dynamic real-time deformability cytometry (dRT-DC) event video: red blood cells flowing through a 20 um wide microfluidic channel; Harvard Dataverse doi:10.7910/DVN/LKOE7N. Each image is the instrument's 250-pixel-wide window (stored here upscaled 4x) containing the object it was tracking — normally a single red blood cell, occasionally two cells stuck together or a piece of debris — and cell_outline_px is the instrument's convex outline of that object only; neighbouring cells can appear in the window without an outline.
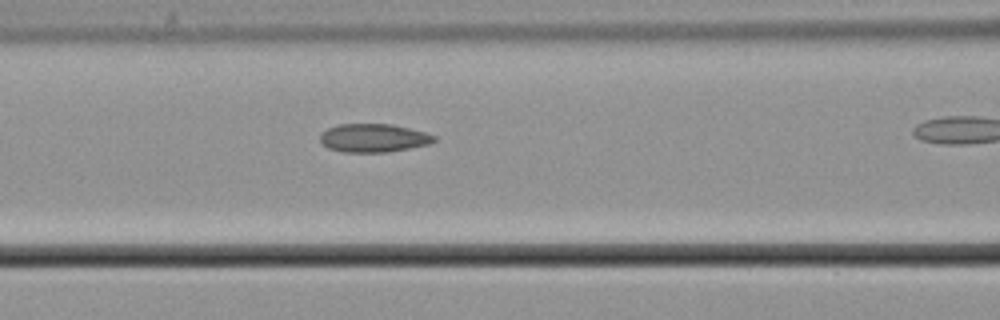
{"species": "common noctule bat (a hibernating species)", "species_latin": "Nyctalus noctula", "temperature_condition": "cold", "stored_images_in_passage": 25, "camera_frame_rate_fps": 3000, "um_per_image_px": 0.085, "animal": {"sex": "male", "body_mass_g": 21.5, "forearm_length_mm": 52.0}, "frame": {"image": 1, "passage_image": 18, "time_ms": 5.667, "image_size_px": [1000, 320], "cell_outline_px": [[436, 140], [428, 144], [388, 152], [344, 152], [328, 148], [320, 140], [320, 132], [328, 128], [340, 124], [392, 124], [424, 132], [436, 136]], "centroid_in_image_um": [31.72, 11.72], "position_along_channel_um": 134.9, "area_um2": 18.73}}